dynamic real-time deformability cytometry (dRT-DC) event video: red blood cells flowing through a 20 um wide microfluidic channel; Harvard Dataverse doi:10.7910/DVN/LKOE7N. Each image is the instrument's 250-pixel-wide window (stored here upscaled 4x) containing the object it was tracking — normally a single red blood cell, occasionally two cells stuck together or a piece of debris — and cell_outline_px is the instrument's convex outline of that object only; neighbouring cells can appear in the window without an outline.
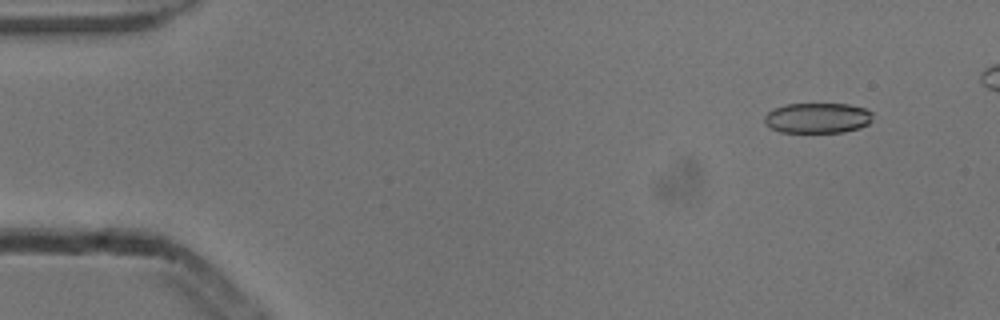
{"species": "common noctule bat (a hibernating species)", "species_latin": "Nyctalus noctula", "temperature_condition": "cold", "stored_images_in_passage": 6, "camera_frame_rate_fps": 3000, "um_per_image_px": 0.085, "animal": {"sex": "male", "body_mass_g": 13.3}, "frame": {"image": 1, "passage_image": 2, "time_ms": 0.333, "image_size_px": [1000, 320], "cell_outline_px": [[872, 120], [868, 124], [860, 128], [844, 132], [780, 132], [772, 128], [764, 120], [764, 116], [772, 108], [784, 104], [848, 104], [864, 108], [872, 112]], "centroid_in_image_um": [69.5, 10.02], "position_along_channel_um": 15.5, "area_um2": 19.19}}